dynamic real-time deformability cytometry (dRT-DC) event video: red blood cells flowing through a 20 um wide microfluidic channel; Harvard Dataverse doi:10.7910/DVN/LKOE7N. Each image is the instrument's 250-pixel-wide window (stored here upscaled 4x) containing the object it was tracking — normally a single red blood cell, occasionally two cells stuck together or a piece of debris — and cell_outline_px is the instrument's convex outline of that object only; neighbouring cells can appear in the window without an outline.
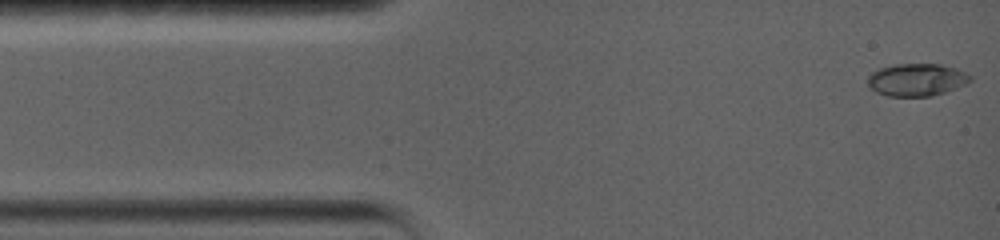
{"species": "common noctule bat (a hibernating species)", "species_latin": "Nyctalus noctula", "temperature_condition": "warm", "stored_images_in_passage": 14, "camera_frame_rate_fps": 5000, "um_per_image_px": 0.085, "animal": {"sex": "female", "body_mass_g": 19.0, "forearm_length_mm": 56.7}, "frame": {"image": 1, "passage_image": 1, "time_ms": 0.0, "image_size_px": [1000, 240], "cell_outline_px": [[972, 80], [956, 88], [932, 96], [888, 96], [876, 92], [868, 88], [868, 76], [872, 72], [880, 68], [896, 64], [940, 64], [956, 68], [972, 76]], "centroid_in_image_um": [77.9, 6.78], "position_along_channel_um": 7.1, "area_um2": 19.42}}
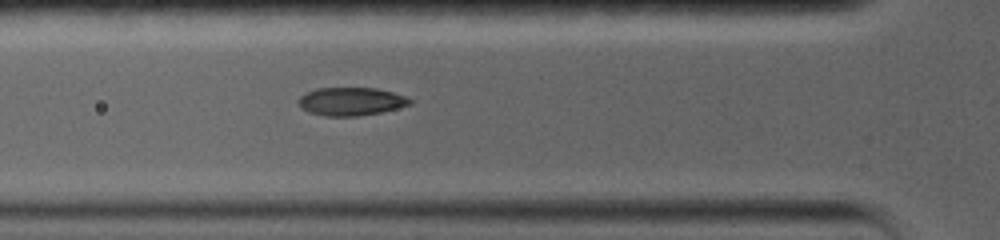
{"frame": {"image": 2, "passage_image": 12, "time_ms": 4.6, "image_size_px": [1000, 240], "cell_outline_px": [[412, 104], [380, 112], [356, 116], [324, 116], [308, 112], [300, 108], [296, 100], [304, 92], [316, 88], [376, 88], [392, 92], [404, 96], [412, 100]], "centroid_in_image_um": [29.76, 8.62], "position_along_channel_um": 96.0, "area_um2": 18.38}}
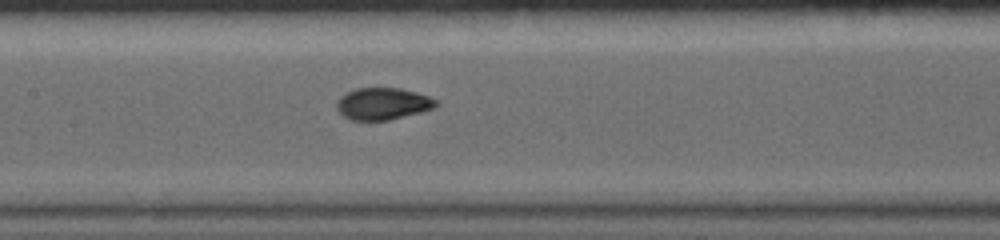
{"frame": {"image": 3, "passage_image": 14, "time_ms": 6.8, "image_size_px": [1000, 240], "cell_outline_px": [[440, 104], [436, 108], [388, 120], [352, 120], [344, 116], [336, 108], [336, 104], [340, 96], [356, 88], [400, 88], [416, 92], [428, 96], [436, 100]], "centroid_in_image_um": [32.56, 8.81], "position_along_channel_um": 174.8, "area_um2": 18.44}}